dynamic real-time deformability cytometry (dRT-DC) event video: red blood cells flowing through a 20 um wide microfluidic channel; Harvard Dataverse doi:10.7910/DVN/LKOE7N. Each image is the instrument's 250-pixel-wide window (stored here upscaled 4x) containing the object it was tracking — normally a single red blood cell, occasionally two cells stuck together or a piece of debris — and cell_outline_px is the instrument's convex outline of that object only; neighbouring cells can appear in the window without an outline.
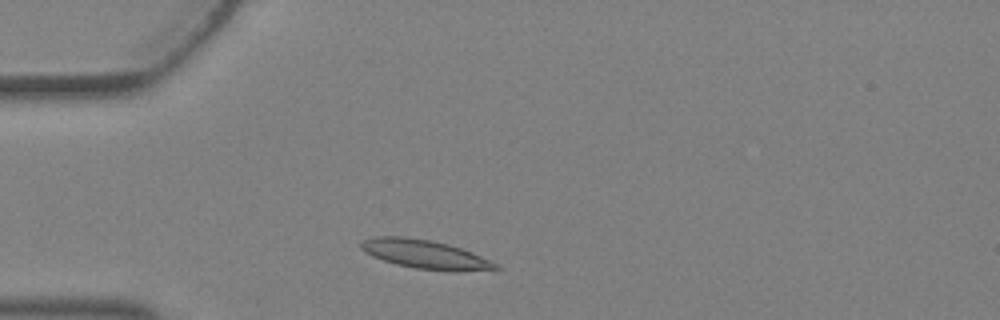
{"species": "Egyptian fruit bat (a non-hibernating species)", "species_latin": "Rousettus aegyptiacus", "temperature_condition": "warm", "stored_images_in_passage": 2, "camera_frame_rate_fps": 3000, "um_per_image_px": 0.085, "animal": {"sex": "female"}, "frame": {"image": 1, "passage_image": 2, "time_ms": 0.333, "image_size_px": [1000, 320], "cell_outline_px": [[504, 268], [456, 272], [452, 272], [416, 268], [396, 264], [372, 256], [364, 252], [360, 248], [360, 244], [364, 240], [376, 236], [404, 236], [432, 240], [448, 244], [472, 252], [492, 260]], "centroid_in_image_um": [36.17, 21.62], "position_along_channel_um": 48.8, "area_um2": 22.77}}